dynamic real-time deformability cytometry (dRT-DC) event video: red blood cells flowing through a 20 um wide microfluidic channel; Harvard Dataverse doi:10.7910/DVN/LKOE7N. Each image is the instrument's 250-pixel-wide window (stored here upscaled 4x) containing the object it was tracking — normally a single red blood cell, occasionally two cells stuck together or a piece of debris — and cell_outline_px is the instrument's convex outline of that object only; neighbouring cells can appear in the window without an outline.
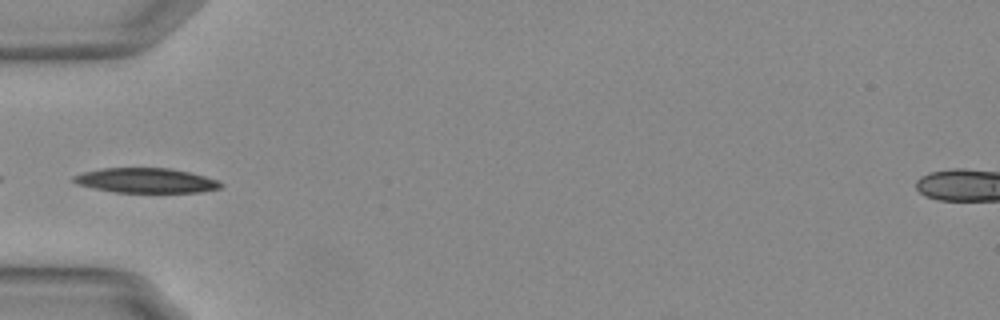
{"species": "Egyptian fruit bat (a non-hibernating species)", "species_latin": "Rousettus aegyptiacus", "temperature_condition": "warm", "stored_images_in_passage": 37, "camera_frame_rate_fps": 3000, "um_per_image_px": 0.085, "animal": {"sex": "female"}, "frame": {"image": 1, "passage_image": 1, "time_ms": 0.0, "image_size_px": [1000, 320], "cell_outline_px": [[224, 184], [220, 188], [200, 192], [116, 192], [96, 188], [80, 184], [72, 180], [72, 176], [84, 172], [100, 168], [172, 168], [204, 176], [216, 180]], "centroid_in_image_um": [12.42, 15.33], "position_along_channel_um": 72.6, "area_um2": 20.98}}
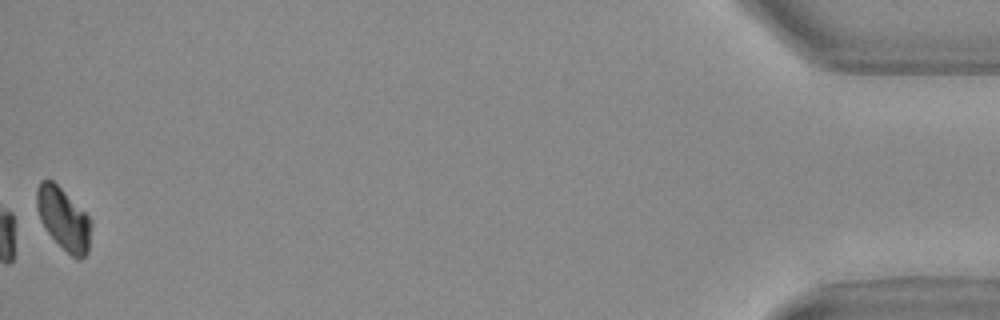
{"frame": {"image": 2, "passage_image": 37, "time_ms": 12.0, "image_size_px": [1000, 320], "cell_outline_px": [[92, 224], [88, 252], [80, 260], [76, 260], [48, 232], [40, 220], [36, 208], [36, 188], [40, 180], [52, 180], [88, 216]], "centroid_in_image_um": [5.39, 18.6], "position_along_channel_um": 429.8, "area_um2": 19.42}, "authors_computed_cell_mechanics": {"area_um2": 21.1548, "velocity_mm_per_s": 3.7504, "shape_relaxation_time_tau1_ms": 5.0251, "shape_relaxation_time_tau2_ms": null, "deformation_change_tau1": 0.1179, "deformation_change_tau2": null}}